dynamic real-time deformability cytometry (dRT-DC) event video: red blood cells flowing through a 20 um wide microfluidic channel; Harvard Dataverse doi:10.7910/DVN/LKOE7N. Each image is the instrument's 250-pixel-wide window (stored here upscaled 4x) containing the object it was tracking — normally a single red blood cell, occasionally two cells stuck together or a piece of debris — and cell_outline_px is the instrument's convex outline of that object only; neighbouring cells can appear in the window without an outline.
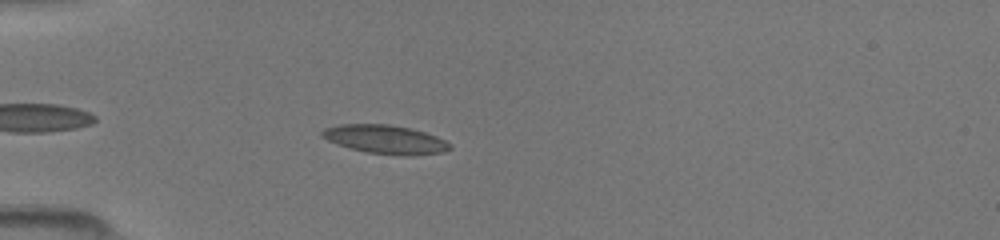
{"species": "common noctule bat (a hibernating species)", "species_latin": "Nyctalus noctula", "temperature_condition": "room temperature", "stored_images_in_passage": 39, "camera_frame_rate_fps": 3000, "um_per_image_px": 0.085, "animal": {"sex": "female", "body_mass_g": 19.5, "forearm_length_mm": 54.1}, "frame": {"image": 1, "passage_image": 5, "time_ms": 1.333, "image_size_px": [1000, 240], "cell_outline_px": [[452, 148], [444, 152], [412, 156], [404, 156], [364, 152], [348, 148], [336, 144], [320, 136], [320, 132], [324, 128], [340, 124], [388, 124], [412, 128], [436, 136], [452, 144]], "centroid_in_image_um": [32.75, 11.86], "position_along_channel_um": 52.3, "area_um2": 21.73}}
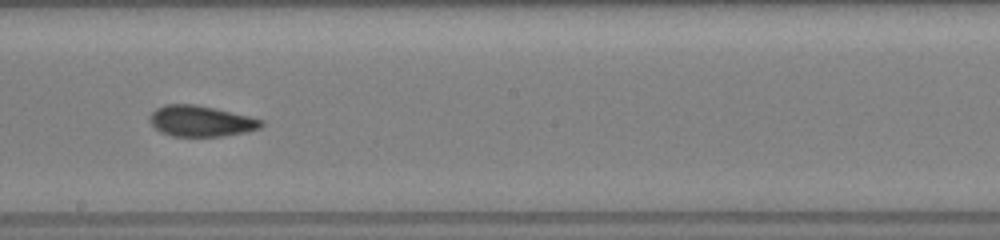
{"frame": {"image": 2, "passage_image": 19, "time_ms": 6.0, "image_size_px": [1000, 240], "cell_outline_px": [[264, 124], [260, 128], [244, 132], [224, 136], [172, 136], [160, 132], [148, 120], [148, 116], [156, 108], [164, 104], [196, 104], [248, 116], [264, 120]], "centroid_in_image_um": [17.04, 10.29], "position_along_channel_um": 231.2, "area_um2": 20.06}}
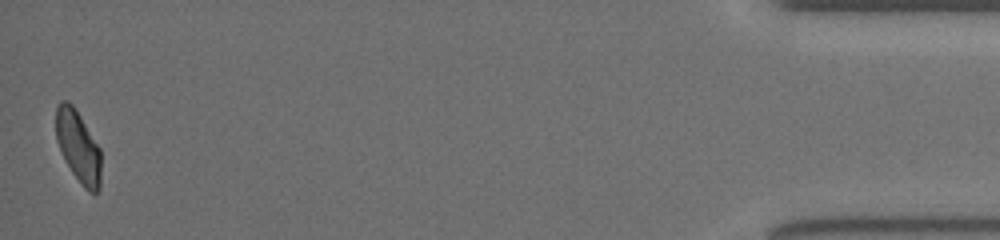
{"frame": {"image": 3, "passage_image": 39, "time_ms": 12.667, "image_size_px": [1000, 240], "cell_outline_px": [[100, 188], [96, 192], [88, 192], [84, 188], [72, 172], [64, 160], [56, 140], [56, 104], [60, 100], [68, 100], [76, 108], [100, 148]], "centroid_in_image_um": [6.63, 12.42], "position_along_channel_um": 428.6, "area_um2": 19.02}}